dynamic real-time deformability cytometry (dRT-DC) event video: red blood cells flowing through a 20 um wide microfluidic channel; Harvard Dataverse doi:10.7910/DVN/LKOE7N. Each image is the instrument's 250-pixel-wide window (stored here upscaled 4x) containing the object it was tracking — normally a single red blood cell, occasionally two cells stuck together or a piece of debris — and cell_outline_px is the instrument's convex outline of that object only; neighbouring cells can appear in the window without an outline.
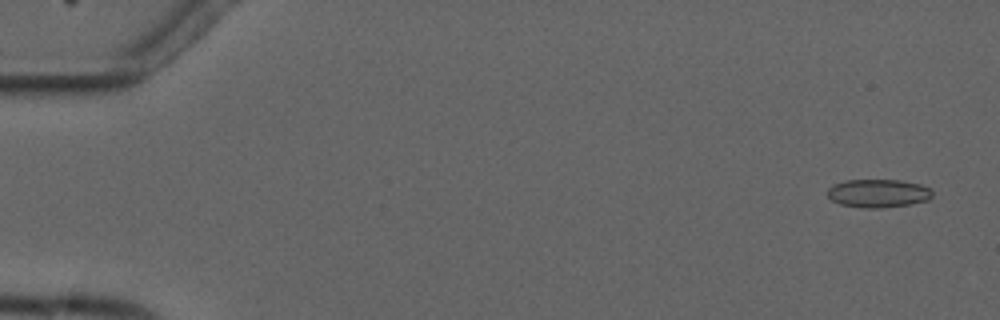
{"species": "common noctule bat (a hibernating species)", "species_latin": "Nyctalus noctula", "temperature_condition": "cold", "stored_images_in_passage": 6, "camera_frame_rate_fps": 3000, "um_per_image_px": 0.085, "animal": {"sex": "male", "forearm_length_mm": 52.5}, "frame": {"image": 1, "passage_image": 1, "time_ms": 0.0, "image_size_px": [1000, 320], "cell_outline_px": [[932, 196], [928, 200], [912, 204], [880, 208], [864, 208], [840, 204], [832, 200], [828, 196], [828, 188], [832, 184], [844, 180], [900, 180], [920, 184], [932, 188]], "centroid_in_image_um": [74.66, 16.43], "position_along_channel_um": 10.3, "area_um2": 17.46}}